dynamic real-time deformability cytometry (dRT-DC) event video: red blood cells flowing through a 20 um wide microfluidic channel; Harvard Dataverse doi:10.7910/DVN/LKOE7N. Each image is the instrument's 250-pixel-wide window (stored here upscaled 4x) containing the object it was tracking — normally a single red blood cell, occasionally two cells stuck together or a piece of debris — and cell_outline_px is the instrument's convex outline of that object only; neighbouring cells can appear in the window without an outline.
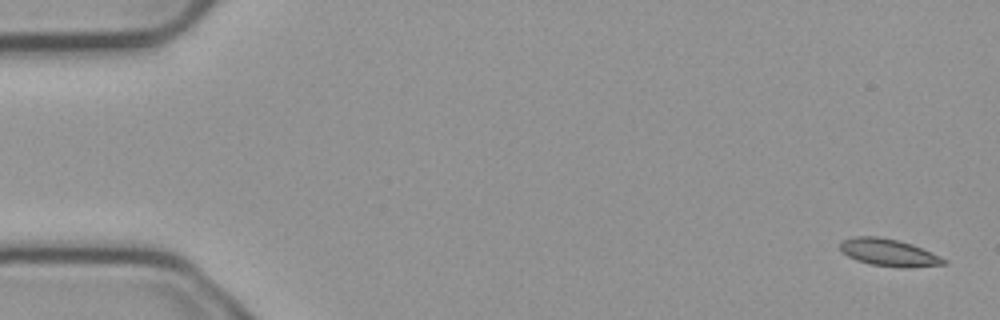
{"species": "common noctule bat (a hibernating species)", "species_latin": "Nyctalus noctula", "temperature_condition": "cold", "stored_images_in_passage": 3, "camera_frame_rate_fps": 3000, "um_per_image_px": 0.085, "animal": {"sex": "male", "body_mass_g": 23.1, "forearm_length_mm": 52.7}, "frame": {"image": 1, "passage_image": 1, "time_ms": 0.0, "image_size_px": [1000, 320], "cell_outline_px": [[948, 264], [908, 268], [900, 268], [872, 264], [856, 260], [848, 256], [840, 248], [840, 244], [844, 240], [852, 236], [880, 236], [912, 244], [948, 260]], "centroid_in_image_um": [75.57, 21.47], "position_along_channel_um": 9.4, "area_um2": 16.42}}